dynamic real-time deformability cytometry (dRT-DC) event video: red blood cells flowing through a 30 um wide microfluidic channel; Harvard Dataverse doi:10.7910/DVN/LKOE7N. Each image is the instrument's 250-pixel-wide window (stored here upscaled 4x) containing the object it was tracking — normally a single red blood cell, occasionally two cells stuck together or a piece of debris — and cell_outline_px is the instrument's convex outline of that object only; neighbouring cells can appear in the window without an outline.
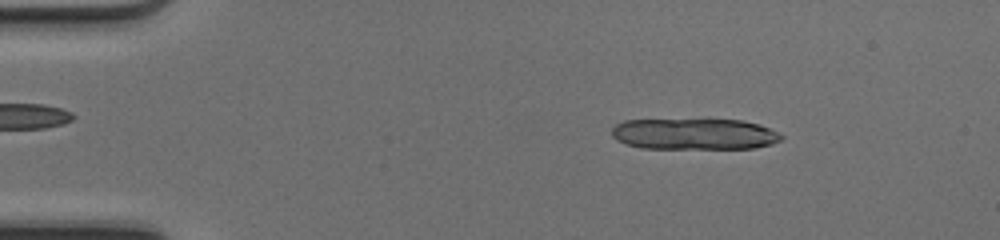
{"species": "common noctule bat (a hibernating species)", "species_latin": "Nyctalus noctula", "temperature_condition": "cold", "stored_images_in_passage": 48, "camera_frame_rate_fps": 3000, "um_per_image_px": 0.085, "animal": {"sex": "female", "body_mass_g": 17.0, "forearm_length_mm": 48.0}, "frame": {"image": 1, "passage_image": 7, "time_ms": 2.0, "image_size_px": [1000, 240], "cell_outline_px": [[784, 136], [780, 140], [772, 144], [756, 148], [644, 148], [624, 144], [616, 140], [612, 136], [612, 128], [616, 124], [624, 120], [744, 120], [760, 124], [780, 132]], "centroid_in_image_um": [59.04, 11.39], "position_along_channel_um": 26.0, "area_um2": 30.92}}
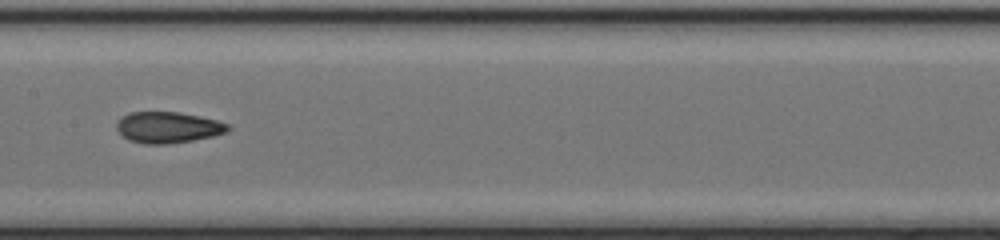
{"frame": {"image": 2, "passage_image": 25, "time_ms": 8.0, "image_size_px": [1000, 240], "cell_outline_px": [[232, 128], [228, 132], [212, 136], [192, 140], [168, 144], [144, 144], [128, 140], [116, 128], [116, 124], [120, 116], [128, 112], [180, 112], [200, 116], [216, 120], [228, 124]], "centroid_in_image_um": [14.27, 10.82], "position_along_channel_um": 193.1, "area_um2": 20.35}}
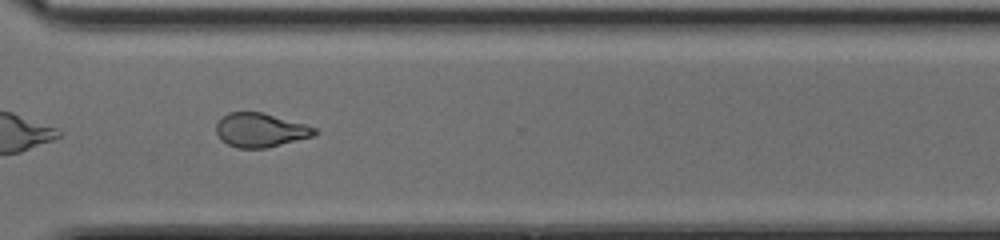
{"frame": {"image": 3, "passage_image": 36, "time_ms": 11.667, "image_size_px": [1000, 240], "cell_outline_px": [[320, 132], [312, 136], [264, 148], [236, 148], [220, 140], [216, 132], [216, 124], [220, 116], [228, 112], [264, 112], [304, 124], [316, 128]], "centroid_in_image_um": [22.08, 11.04], "position_along_channel_um": 348.5, "area_um2": 19.54}, "authors_computed_cell_mechanics": {"area_um2": 21.0681, "velocity_mm_per_s": 4.2602, "shape_relaxation_time_tau1_ms": null, "shape_relaxation_time_tau2_ms": 2.2156, "deformation_change_tau1": null, "deformation_change_tau2": 0.1001}}